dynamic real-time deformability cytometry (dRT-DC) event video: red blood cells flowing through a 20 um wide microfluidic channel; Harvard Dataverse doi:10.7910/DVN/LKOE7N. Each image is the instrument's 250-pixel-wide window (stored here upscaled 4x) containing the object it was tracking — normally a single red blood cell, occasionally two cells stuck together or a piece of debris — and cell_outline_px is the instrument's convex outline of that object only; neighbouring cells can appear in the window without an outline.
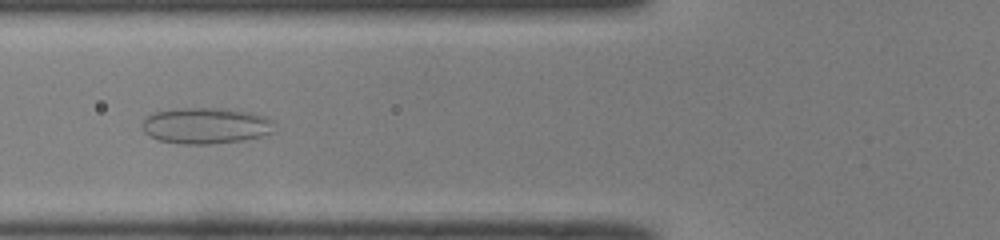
{"species": "common noctule bat (a hibernating species)", "species_latin": "Nyctalus noctula", "temperature_condition": "room temperature", "stored_images_in_passage": 37, "camera_frame_rate_fps": 3000, "um_per_image_px": 0.085, "animal": {"sex": "male", "body_mass_g": 19.0, "forearm_length_mm": 50.8}, "frame": {"image": 1, "passage_image": 6, "time_ms": 1.667, "image_size_px": [1000, 240], "cell_outline_px": [[276, 132], [264, 136], [248, 140], [212, 144], [180, 144], [156, 140], [148, 136], [144, 132], [140, 124], [152, 112], [176, 108], [224, 108], [252, 112], [264, 116], [272, 120]], "centroid_in_image_um": [17.51, 10.69], "position_along_channel_um": 108.3, "area_um2": 28.61}}
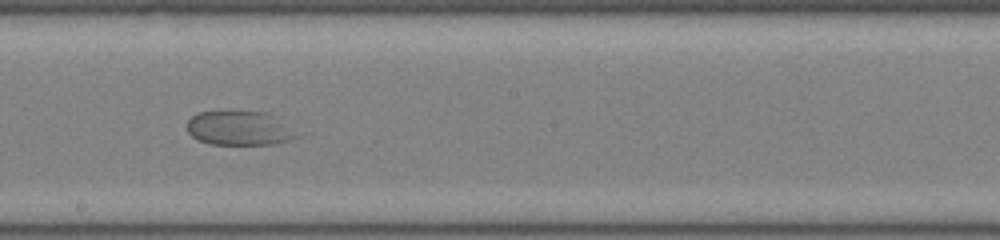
{"frame": {"image": 2, "passage_image": 15, "time_ms": 4.667, "image_size_px": [1000, 240], "cell_outline_px": [[300, 136], [292, 140], [276, 144], [208, 144], [192, 136], [188, 132], [188, 120], [192, 116], [200, 112], [268, 112], [276, 116]], "centroid_in_image_um": [20.38, 10.91], "position_along_channel_um": 227.8, "area_um2": 21.73}}
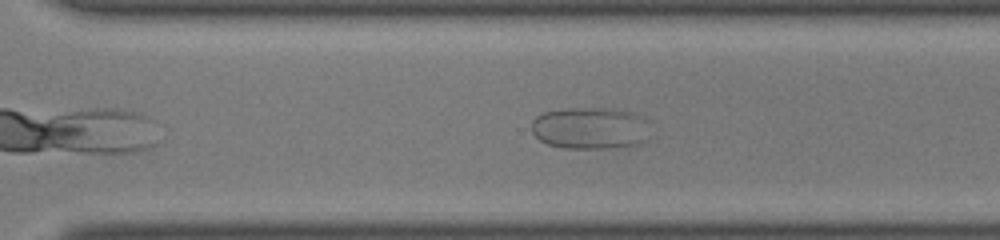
{"frame": {"image": 3, "passage_image": 22, "time_ms": 7.0, "image_size_px": [1000, 240], "cell_outline_px": [[652, 136], [648, 140], [640, 144], [616, 148], [564, 148], [548, 144], [540, 140], [532, 132], [532, 120], [536, 116], [544, 112], [564, 108], [612, 108], [632, 112], [640, 116], [644, 120]], "centroid_in_image_um": [50.2, 10.9], "position_along_channel_um": 320.4, "area_um2": 29.42}}